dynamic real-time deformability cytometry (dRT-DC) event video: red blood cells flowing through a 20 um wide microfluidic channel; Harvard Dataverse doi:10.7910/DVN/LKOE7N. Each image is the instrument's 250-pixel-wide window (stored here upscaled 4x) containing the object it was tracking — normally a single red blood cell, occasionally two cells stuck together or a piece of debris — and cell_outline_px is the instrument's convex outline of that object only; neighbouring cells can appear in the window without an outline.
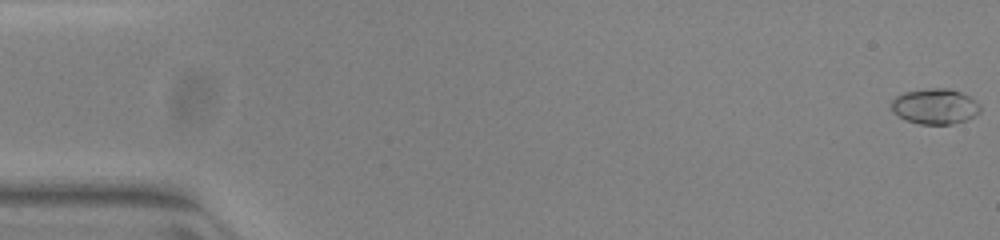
{"species": "common noctule bat (a hibernating species)", "species_latin": "Nyctalus noctula", "temperature_condition": "warm", "stored_images_in_passage": 53, "camera_frame_rate_fps": 3000, "um_per_image_px": 0.085, "animal": {"sex": "female", "body_mass_g": 23.0, "forearm_length_mm": 53.4}, "frame": {"image": 1, "passage_image": 1, "time_ms": 0.0, "image_size_px": [1000, 240], "cell_outline_px": [[980, 112], [964, 120], [948, 124], [920, 124], [908, 120], [900, 116], [892, 108], [892, 100], [896, 96], [904, 92], [928, 88], [948, 88], [960, 92], [968, 96], [980, 104]], "centroid_in_image_um": [79.48, 9.02], "position_along_channel_um": 5.5, "area_um2": 17.98}}
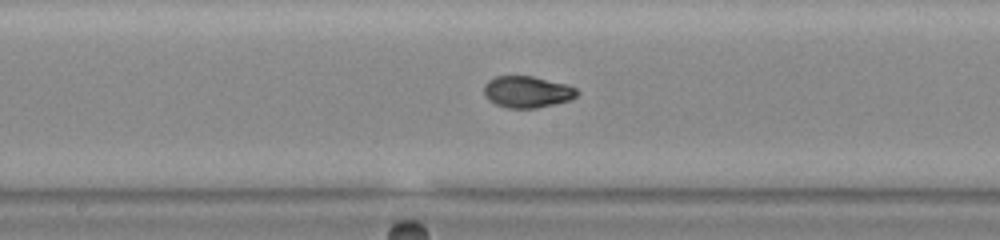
{"frame": {"image": 2, "passage_image": 28, "time_ms": 9.0, "image_size_px": [1000, 240], "cell_outline_px": [[580, 92], [576, 96], [568, 100], [536, 108], [508, 108], [496, 104], [484, 92], [484, 84], [488, 80], [496, 76], [532, 76], [568, 84], [576, 88]], "centroid_in_image_um": [44.84, 7.79], "position_along_channel_um": 203.4, "area_um2": 16.94}}
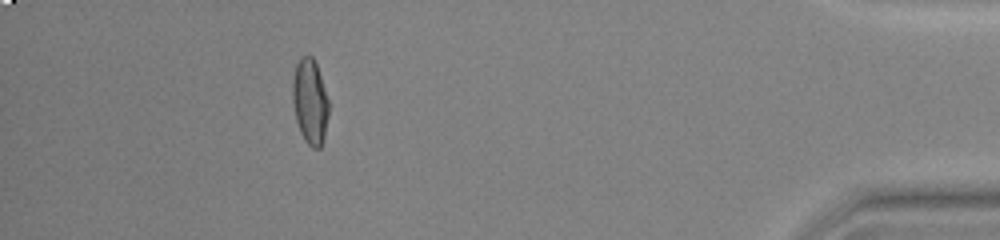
{"frame": {"image": 3, "passage_image": 48, "time_ms": 15.667, "image_size_px": [1000, 240], "cell_outline_px": [[328, 116], [324, 140], [320, 148], [312, 148], [308, 144], [300, 132], [296, 120], [292, 100], [292, 80], [296, 64], [304, 56], [312, 56], [316, 64], [328, 100]], "centroid_in_image_um": [26.34, 8.67], "position_along_channel_um": 408.9, "area_um2": 17.8}, "authors_computed_cell_mechanics": {"area_um2": 17.1088, "velocity_mm_per_s": 3.9455, "shape_relaxation_time_tau1_ms": 10.8898, "shape_relaxation_time_tau2_ms": 1.2679, "deformation_change_tau1": 0.3144, "deformation_change_tau2": 0.0506}}